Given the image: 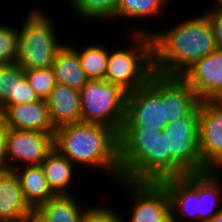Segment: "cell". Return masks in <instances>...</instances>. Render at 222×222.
I'll list each match as a JSON object with an SVG mask.
<instances>
[{"mask_svg":"<svg viewBox=\"0 0 222 222\" xmlns=\"http://www.w3.org/2000/svg\"><path fill=\"white\" fill-rule=\"evenodd\" d=\"M18 28L0 24V64L16 62Z\"/></svg>","mask_w":222,"mask_h":222,"instance_id":"28","label":"cell"},{"mask_svg":"<svg viewBox=\"0 0 222 222\" xmlns=\"http://www.w3.org/2000/svg\"><path fill=\"white\" fill-rule=\"evenodd\" d=\"M33 214L14 171L0 172V221L24 222Z\"/></svg>","mask_w":222,"mask_h":222,"instance_id":"16","label":"cell"},{"mask_svg":"<svg viewBox=\"0 0 222 222\" xmlns=\"http://www.w3.org/2000/svg\"><path fill=\"white\" fill-rule=\"evenodd\" d=\"M13 171L19 179L26 202L33 210L55 196L48 185L41 165L22 166Z\"/></svg>","mask_w":222,"mask_h":222,"instance_id":"20","label":"cell"},{"mask_svg":"<svg viewBox=\"0 0 222 222\" xmlns=\"http://www.w3.org/2000/svg\"><path fill=\"white\" fill-rule=\"evenodd\" d=\"M217 49L222 50V11L206 10Z\"/></svg>","mask_w":222,"mask_h":222,"instance_id":"31","label":"cell"},{"mask_svg":"<svg viewBox=\"0 0 222 222\" xmlns=\"http://www.w3.org/2000/svg\"><path fill=\"white\" fill-rule=\"evenodd\" d=\"M162 131L166 134L171 159L186 174L207 171L202 165L199 151L198 107L189 116L168 123Z\"/></svg>","mask_w":222,"mask_h":222,"instance_id":"7","label":"cell"},{"mask_svg":"<svg viewBox=\"0 0 222 222\" xmlns=\"http://www.w3.org/2000/svg\"><path fill=\"white\" fill-rule=\"evenodd\" d=\"M167 124L165 101L148 84L127 94L122 127L163 130Z\"/></svg>","mask_w":222,"mask_h":222,"instance_id":"11","label":"cell"},{"mask_svg":"<svg viewBox=\"0 0 222 222\" xmlns=\"http://www.w3.org/2000/svg\"><path fill=\"white\" fill-rule=\"evenodd\" d=\"M199 101L222 100V50L201 58L180 76Z\"/></svg>","mask_w":222,"mask_h":222,"instance_id":"13","label":"cell"},{"mask_svg":"<svg viewBox=\"0 0 222 222\" xmlns=\"http://www.w3.org/2000/svg\"><path fill=\"white\" fill-rule=\"evenodd\" d=\"M40 165L48 185L55 195L72 194L69 186L73 182L74 169H76L74 163L54 148Z\"/></svg>","mask_w":222,"mask_h":222,"instance_id":"21","label":"cell"},{"mask_svg":"<svg viewBox=\"0 0 222 222\" xmlns=\"http://www.w3.org/2000/svg\"><path fill=\"white\" fill-rule=\"evenodd\" d=\"M121 180L160 182L186 173L171 159L159 129L122 127L118 134Z\"/></svg>","mask_w":222,"mask_h":222,"instance_id":"2","label":"cell"},{"mask_svg":"<svg viewBox=\"0 0 222 222\" xmlns=\"http://www.w3.org/2000/svg\"><path fill=\"white\" fill-rule=\"evenodd\" d=\"M147 84L165 101L168 123L189 116L199 105L196 93L180 76L154 73Z\"/></svg>","mask_w":222,"mask_h":222,"instance_id":"12","label":"cell"},{"mask_svg":"<svg viewBox=\"0 0 222 222\" xmlns=\"http://www.w3.org/2000/svg\"><path fill=\"white\" fill-rule=\"evenodd\" d=\"M56 83L80 91L89 81L73 46L64 44L55 56L52 65Z\"/></svg>","mask_w":222,"mask_h":222,"instance_id":"19","label":"cell"},{"mask_svg":"<svg viewBox=\"0 0 222 222\" xmlns=\"http://www.w3.org/2000/svg\"><path fill=\"white\" fill-rule=\"evenodd\" d=\"M23 72L22 67L17 63L0 64V106L13 96L15 79Z\"/></svg>","mask_w":222,"mask_h":222,"instance_id":"29","label":"cell"},{"mask_svg":"<svg viewBox=\"0 0 222 222\" xmlns=\"http://www.w3.org/2000/svg\"><path fill=\"white\" fill-rule=\"evenodd\" d=\"M54 128L81 122L80 91L59 83L46 99Z\"/></svg>","mask_w":222,"mask_h":222,"instance_id":"17","label":"cell"},{"mask_svg":"<svg viewBox=\"0 0 222 222\" xmlns=\"http://www.w3.org/2000/svg\"><path fill=\"white\" fill-rule=\"evenodd\" d=\"M169 0H120L116 12V20L118 19H138L157 17L165 10L164 7ZM127 18V19H126Z\"/></svg>","mask_w":222,"mask_h":222,"instance_id":"25","label":"cell"},{"mask_svg":"<svg viewBox=\"0 0 222 222\" xmlns=\"http://www.w3.org/2000/svg\"><path fill=\"white\" fill-rule=\"evenodd\" d=\"M9 127L0 117V172L8 171L7 139Z\"/></svg>","mask_w":222,"mask_h":222,"instance_id":"32","label":"cell"},{"mask_svg":"<svg viewBox=\"0 0 222 222\" xmlns=\"http://www.w3.org/2000/svg\"><path fill=\"white\" fill-rule=\"evenodd\" d=\"M99 205V206H98ZM87 206L82 215L81 222H123V216L107 205ZM107 206V207H106Z\"/></svg>","mask_w":222,"mask_h":222,"instance_id":"30","label":"cell"},{"mask_svg":"<svg viewBox=\"0 0 222 222\" xmlns=\"http://www.w3.org/2000/svg\"><path fill=\"white\" fill-rule=\"evenodd\" d=\"M40 97L36 94L27 80L24 72H22L15 79V86L13 88V96H9L8 99L0 106V115L10 106L18 105L30 102H37Z\"/></svg>","mask_w":222,"mask_h":222,"instance_id":"27","label":"cell"},{"mask_svg":"<svg viewBox=\"0 0 222 222\" xmlns=\"http://www.w3.org/2000/svg\"><path fill=\"white\" fill-rule=\"evenodd\" d=\"M0 117L12 129L55 133L45 99H40L37 102L10 105Z\"/></svg>","mask_w":222,"mask_h":222,"instance_id":"15","label":"cell"},{"mask_svg":"<svg viewBox=\"0 0 222 222\" xmlns=\"http://www.w3.org/2000/svg\"><path fill=\"white\" fill-rule=\"evenodd\" d=\"M160 183L169 195L171 221L186 222L188 218L191 221L199 222V173L167 178ZM176 215L183 216L186 221L179 220Z\"/></svg>","mask_w":222,"mask_h":222,"instance_id":"14","label":"cell"},{"mask_svg":"<svg viewBox=\"0 0 222 222\" xmlns=\"http://www.w3.org/2000/svg\"><path fill=\"white\" fill-rule=\"evenodd\" d=\"M45 12L42 8H31L18 28L16 62L22 69L51 67L57 51L64 45L57 40L54 21Z\"/></svg>","mask_w":222,"mask_h":222,"instance_id":"5","label":"cell"},{"mask_svg":"<svg viewBox=\"0 0 222 222\" xmlns=\"http://www.w3.org/2000/svg\"><path fill=\"white\" fill-rule=\"evenodd\" d=\"M219 173V170L199 173V222H207L222 209Z\"/></svg>","mask_w":222,"mask_h":222,"instance_id":"22","label":"cell"},{"mask_svg":"<svg viewBox=\"0 0 222 222\" xmlns=\"http://www.w3.org/2000/svg\"><path fill=\"white\" fill-rule=\"evenodd\" d=\"M54 148L74 165L106 170L114 183L121 179L118 133L109 126L84 122L63 125L55 129Z\"/></svg>","mask_w":222,"mask_h":222,"instance_id":"3","label":"cell"},{"mask_svg":"<svg viewBox=\"0 0 222 222\" xmlns=\"http://www.w3.org/2000/svg\"><path fill=\"white\" fill-rule=\"evenodd\" d=\"M53 149L54 133L9 128L7 139L8 170L17 169L18 163H23L19 167L40 165Z\"/></svg>","mask_w":222,"mask_h":222,"instance_id":"10","label":"cell"},{"mask_svg":"<svg viewBox=\"0 0 222 222\" xmlns=\"http://www.w3.org/2000/svg\"><path fill=\"white\" fill-rule=\"evenodd\" d=\"M199 151L207 170L222 169V100L201 101L198 105Z\"/></svg>","mask_w":222,"mask_h":222,"instance_id":"9","label":"cell"},{"mask_svg":"<svg viewBox=\"0 0 222 222\" xmlns=\"http://www.w3.org/2000/svg\"><path fill=\"white\" fill-rule=\"evenodd\" d=\"M23 72L40 99H47L55 87L56 79L53 67L23 69Z\"/></svg>","mask_w":222,"mask_h":222,"instance_id":"26","label":"cell"},{"mask_svg":"<svg viewBox=\"0 0 222 222\" xmlns=\"http://www.w3.org/2000/svg\"><path fill=\"white\" fill-rule=\"evenodd\" d=\"M74 196L55 195L40 204L34 215L42 222H81L86 207H82L81 201L78 202V197Z\"/></svg>","mask_w":222,"mask_h":222,"instance_id":"18","label":"cell"},{"mask_svg":"<svg viewBox=\"0 0 222 222\" xmlns=\"http://www.w3.org/2000/svg\"><path fill=\"white\" fill-rule=\"evenodd\" d=\"M185 20L162 32L143 30L138 26L130 30L151 34L155 73L181 76L195 62L217 49L210 21L204 13Z\"/></svg>","mask_w":222,"mask_h":222,"instance_id":"1","label":"cell"},{"mask_svg":"<svg viewBox=\"0 0 222 222\" xmlns=\"http://www.w3.org/2000/svg\"><path fill=\"white\" fill-rule=\"evenodd\" d=\"M129 47L109 50L105 81L119 86L127 94L146 85L155 73L151 34L131 33Z\"/></svg>","mask_w":222,"mask_h":222,"instance_id":"4","label":"cell"},{"mask_svg":"<svg viewBox=\"0 0 222 222\" xmlns=\"http://www.w3.org/2000/svg\"><path fill=\"white\" fill-rule=\"evenodd\" d=\"M24 222H42L34 214L29 216Z\"/></svg>","mask_w":222,"mask_h":222,"instance_id":"35","label":"cell"},{"mask_svg":"<svg viewBox=\"0 0 222 222\" xmlns=\"http://www.w3.org/2000/svg\"><path fill=\"white\" fill-rule=\"evenodd\" d=\"M75 51L78 53V57L81 66L89 80H105L107 72V63L109 49L103 45H88L83 47V50Z\"/></svg>","mask_w":222,"mask_h":222,"instance_id":"23","label":"cell"},{"mask_svg":"<svg viewBox=\"0 0 222 222\" xmlns=\"http://www.w3.org/2000/svg\"><path fill=\"white\" fill-rule=\"evenodd\" d=\"M127 93L105 80H89L80 90L81 122L109 126L118 134L125 120Z\"/></svg>","mask_w":222,"mask_h":222,"instance_id":"6","label":"cell"},{"mask_svg":"<svg viewBox=\"0 0 222 222\" xmlns=\"http://www.w3.org/2000/svg\"><path fill=\"white\" fill-rule=\"evenodd\" d=\"M213 3L212 4L213 8L211 7V9L209 8V10L211 11H222V0H213Z\"/></svg>","mask_w":222,"mask_h":222,"instance_id":"33","label":"cell"},{"mask_svg":"<svg viewBox=\"0 0 222 222\" xmlns=\"http://www.w3.org/2000/svg\"><path fill=\"white\" fill-rule=\"evenodd\" d=\"M207 222H222V209L210 220Z\"/></svg>","mask_w":222,"mask_h":222,"instance_id":"34","label":"cell"},{"mask_svg":"<svg viewBox=\"0 0 222 222\" xmlns=\"http://www.w3.org/2000/svg\"><path fill=\"white\" fill-rule=\"evenodd\" d=\"M75 16L82 20H116L120 0H69ZM98 19V20H97Z\"/></svg>","mask_w":222,"mask_h":222,"instance_id":"24","label":"cell"},{"mask_svg":"<svg viewBox=\"0 0 222 222\" xmlns=\"http://www.w3.org/2000/svg\"><path fill=\"white\" fill-rule=\"evenodd\" d=\"M124 190L134 197L128 222H172L171 204L167 190L160 182H132L119 180ZM125 219L122 221L127 222Z\"/></svg>","mask_w":222,"mask_h":222,"instance_id":"8","label":"cell"}]
</instances>
